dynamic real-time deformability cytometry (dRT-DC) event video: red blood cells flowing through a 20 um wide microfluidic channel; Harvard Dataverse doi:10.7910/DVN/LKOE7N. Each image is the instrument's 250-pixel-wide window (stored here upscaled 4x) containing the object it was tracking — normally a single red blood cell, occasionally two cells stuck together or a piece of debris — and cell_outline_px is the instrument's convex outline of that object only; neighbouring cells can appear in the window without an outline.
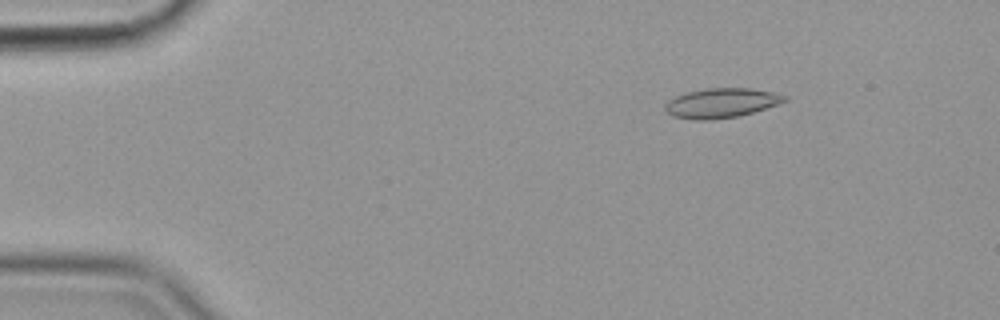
{"species": "common noctule bat (a hibernating species)", "species_latin": "Nyctalus noctula", "temperature_condition": "cold", "stored_images_in_passage": 49, "camera_frame_rate_fps": 3000, "um_per_image_px": 0.085, "animal": {"sex": "female", "body_mass_g": 19.9}, "frame": {"image": 1, "passage_image": 1, "time_ms": 0.0, "image_size_px": [1000, 320], "cell_outline_px": [[788, 100], [752, 112], [736, 116], [708, 120], [696, 120], [672, 116], [664, 112], [664, 104], [668, 100], [676, 96], [688, 92], [708, 88], [752, 88], [772, 92], [788, 96]], "centroid_in_image_um": [61.26, 8.75], "position_along_channel_um": 23.7, "area_um2": 20.46}}
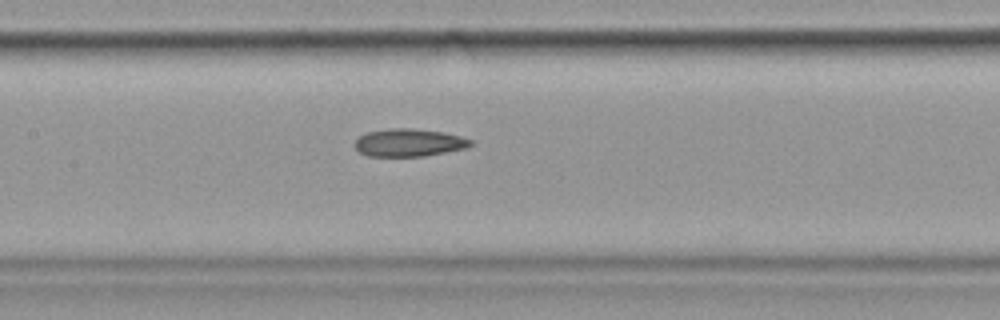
{"frame": {"image": 2, "passage_image": 20, "time_ms": 6.333, "image_size_px": [1000, 320], "cell_outline_px": [[472, 144], [468, 148], [424, 156], [368, 156], [360, 152], [352, 144], [360, 136], [368, 132], [392, 128], [412, 128], [444, 132], [460, 136], [472, 140]], "centroid_in_image_um": [34.77, 12.12], "position_along_channel_um": 172.6, "area_um2": 18.73}}
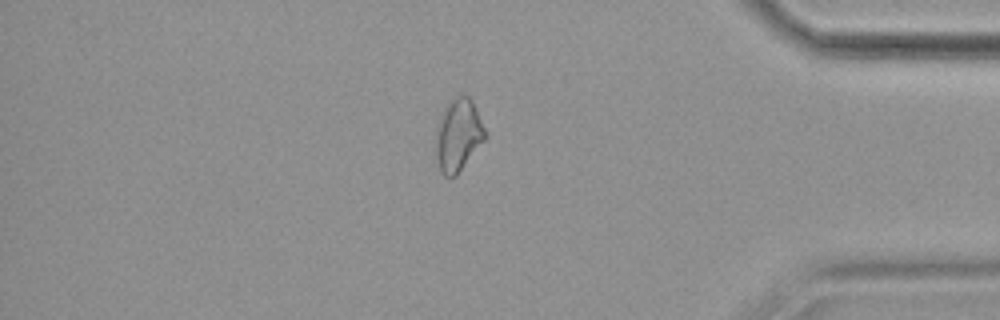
{"frame": {"image": 3, "passage_image": 41, "time_ms": 13.333, "image_size_px": [1000, 320], "cell_outline_px": [[488, 136], [456, 176], [444, 176], [440, 172], [436, 152], [436, 124], [448, 100], [456, 96], [468, 96], [472, 100], [488, 132]], "centroid_in_image_um": [38.96, 11.46], "position_along_channel_um": 396.2, "area_um2": 21.1}}